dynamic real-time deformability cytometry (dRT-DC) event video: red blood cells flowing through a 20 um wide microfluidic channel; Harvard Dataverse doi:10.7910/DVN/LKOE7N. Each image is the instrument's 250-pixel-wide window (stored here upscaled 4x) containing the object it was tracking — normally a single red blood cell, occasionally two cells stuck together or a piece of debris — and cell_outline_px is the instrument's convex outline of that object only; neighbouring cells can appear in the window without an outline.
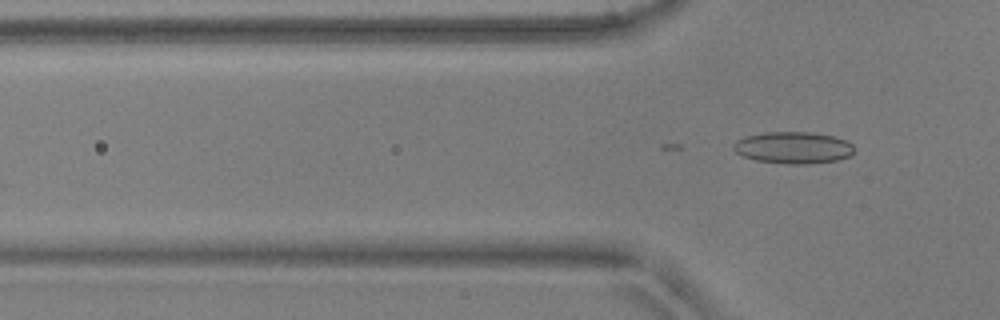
{"species": "common noctule bat (a hibernating species)", "species_latin": "Nyctalus noctula", "temperature_condition": "warm", "stored_images_in_passage": 6, "camera_frame_rate_fps": 3000, "um_per_image_px": 0.085, "animal": {"sex": "male", "body_mass_g": 17.9, "forearm_length_mm": 54.2}, "frame": {"image": 1, "passage_image": 6, "time_ms": 1.667, "image_size_px": [1000, 320], "cell_outline_px": [[856, 148], [848, 156], [836, 160], [808, 164], [788, 164], [756, 160], [744, 156], [736, 152], [732, 148], [732, 144], [736, 140], [744, 136], [764, 132], [812, 132], [832, 136], [844, 140], [852, 144]], "centroid_in_image_um": [67.39, 12.54], "position_along_channel_um": 58.4, "area_um2": 22.37}}